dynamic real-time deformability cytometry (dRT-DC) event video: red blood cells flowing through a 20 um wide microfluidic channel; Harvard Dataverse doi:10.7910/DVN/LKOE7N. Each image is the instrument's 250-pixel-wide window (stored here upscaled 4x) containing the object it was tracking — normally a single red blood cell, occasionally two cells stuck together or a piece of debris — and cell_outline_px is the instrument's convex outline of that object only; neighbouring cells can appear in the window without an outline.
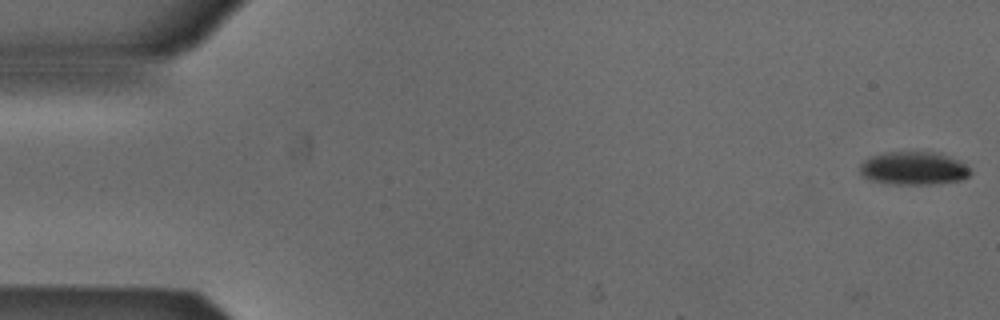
{"species": "Egyptian fruit bat (a non-hibernating species)", "species_latin": "Rousettus aegyptiacus", "temperature_condition": "cold", "stored_images_in_passage": 50, "camera_frame_rate_fps": 3000, "um_per_image_px": 0.085, "animal": {"sex": "male"}, "frame": {"image": 1, "passage_image": 1, "time_ms": 0.0, "image_size_px": [1000, 320], "cell_outline_px": [[972, 172], [968, 176], [960, 180], [932, 184], [896, 184], [868, 180], [860, 176], [860, 164], [864, 160], [872, 156], [884, 152], [932, 152], [956, 160], [964, 164]], "centroid_in_image_um": [77.58, 14.32], "position_along_channel_um": 7.4, "area_um2": 21.1}}
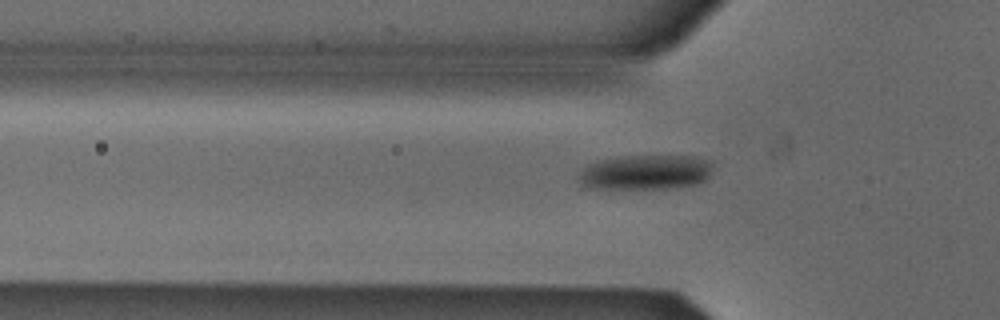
{"frame": {"image": 2, "passage_image": 17, "time_ms": 5.333, "image_size_px": [1000, 320], "cell_outline_px": [[712, 164], [708, 176], [704, 180], [696, 184], [664, 188], [588, 188], [576, 176], [588, 164], [596, 160], [624, 156], [696, 156], [712, 160]], "centroid_in_image_um": [54.86, 14.62], "position_along_channel_um": 70.9, "area_um2": 27.11}}
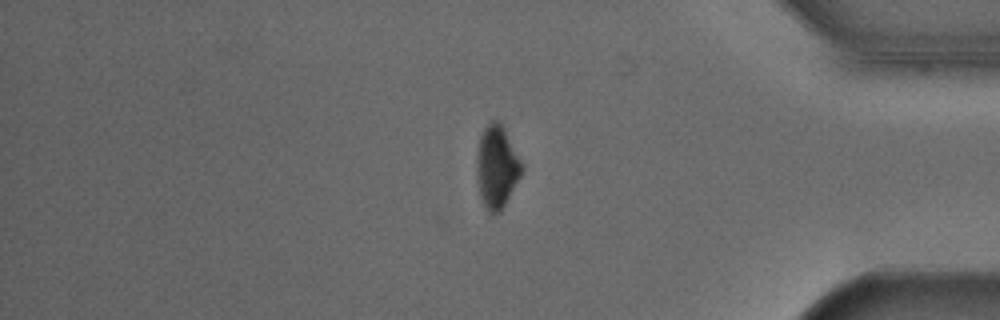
{"frame": {"image": 3, "passage_image": 44, "time_ms": 14.333, "image_size_px": [1000, 320], "cell_outline_px": [[524, 168], [520, 176], [500, 212], [496, 216], [492, 216], [488, 212], [480, 196], [476, 176], [476, 156], [480, 136], [484, 128], [492, 120], [500, 120]], "centroid_in_image_um": [42.2, 14.2], "position_along_channel_um": 393.0, "area_um2": 21.68}, "authors_computed_cell_mechanics": {"area_um2": 24.4205, "velocity_mm_per_s": 3.8886, "shape_relaxation_time_tau1_ms": 3.3603, "shape_relaxation_time_tau2_ms": null, "deformation_change_tau1": 0.1087, "deformation_change_tau2": null}}